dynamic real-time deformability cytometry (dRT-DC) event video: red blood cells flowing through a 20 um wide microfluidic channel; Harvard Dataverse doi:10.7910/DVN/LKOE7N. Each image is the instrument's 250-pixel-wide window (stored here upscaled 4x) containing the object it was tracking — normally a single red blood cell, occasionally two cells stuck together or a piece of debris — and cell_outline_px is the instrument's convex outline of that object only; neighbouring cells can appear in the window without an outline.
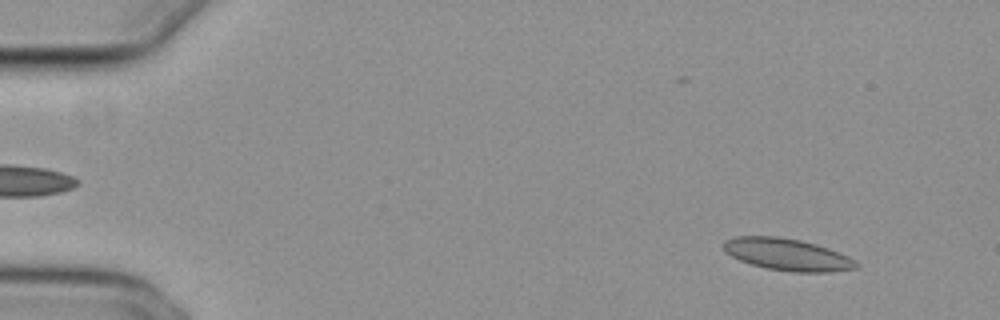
{"species": "common noctule bat (a hibernating species)", "species_latin": "Nyctalus noctula", "temperature_condition": "cold", "stored_images_in_passage": 16, "camera_frame_rate_fps": 3000, "um_per_image_px": 0.085, "animal": {"sex": "female", "body_mass_g": 29.2, "forearm_length_mm": 56.3}, "frame": {"image": 1, "passage_image": 5, "time_ms": 1.333, "image_size_px": [1000, 320], "cell_outline_px": [[860, 264], [856, 268], [832, 272], [792, 272], [764, 268], [740, 260], [724, 252], [724, 240], [736, 236], [776, 236], [800, 240], [816, 244], [828, 248], [848, 256], [856, 260]], "centroid_in_image_um": [66.93, 21.64], "position_along_channel_um": 18.1, "area_um2": 24.8}}